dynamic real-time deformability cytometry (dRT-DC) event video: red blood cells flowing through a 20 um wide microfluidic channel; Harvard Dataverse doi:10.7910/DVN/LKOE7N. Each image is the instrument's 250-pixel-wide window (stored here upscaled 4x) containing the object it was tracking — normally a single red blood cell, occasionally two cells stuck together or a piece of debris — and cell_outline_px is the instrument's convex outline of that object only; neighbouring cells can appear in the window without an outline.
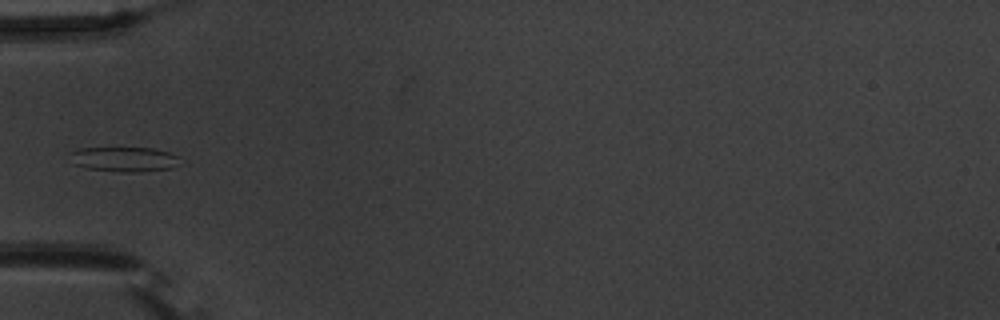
{"species": "common noctule bat (a hibernating species)", "species_latin": "Nyctalus noctula", "temperature_condition": "warm", "stored_images_in_passage": 37, "camera_frame_rate_fps": 3000, "um_per_image_px": 0.085, "animal": {"sex": "male", "body_mass_g": 20.1, "forearm_length_mm": 53.5}, "frame": {"image": 1, "passage_image": 1, "time_ms": 0.0, "image_size_px": [1000, 320], "cell_outline_px": [[180, 156], [172, 168], [140, 172], [120, 172], [88, 168], [76, 164], [68, 152], [80, 148], [152, 148], [168, 152]], "centroid_in_image_um": [10.55, 13.53], "position_along_channel_um": 74.4, "area_um2": 15.66}}
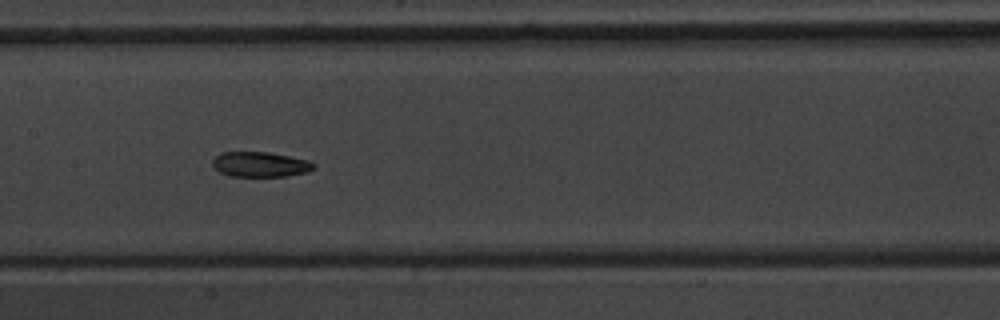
{"frame": {"image": 2, "passage_image": 10, "time_ms": 3.0, "image_size_px": [1000, 320], "cell_outline_px": [[316, 168], [308, 172], [284, 176], [228, 176], [220, 172], [212, 164], [212, 160], [220, 152], [268, 152], [308, 160], [316, 164]], "centroid_in_image_um": [22.13, 13.97], "position_along_channel_um": 185.3, "area_um2": 14.8}}
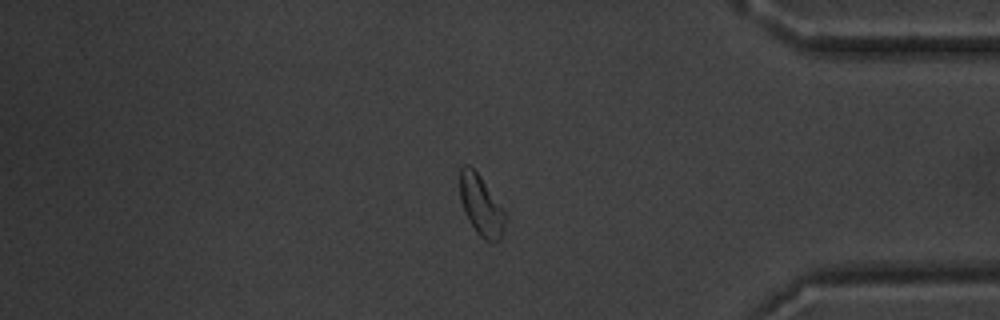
{"frame": {"image": 3, "passage_image": 29, "time_ms": 9.333, "image_size_px": [1000, 320], "cell_outline_px": [[508, 216], [500, 240], [492, 244], [484, 240], [476, 232], [468, 220], [460, 200], [460, 168], [464, 164], [468, 164], [480, 176], [508, 212]], "centroid_in_image_um": [40.94, 17.51], "position_along_channel_um": 394.3, "area_um2": 16.47}, "authors_computed_cell_mechanics": {"area_um2": 15.7216, "velocity_mm_per_s": 3.6623, "shape_relaxation_time_tau1_ms": 3.2399, "shape_relaxation_time_tau2_ms": 3.4561, "deformation_change_tau1": 0.0958, "deformation_change_tau2": 0.0742}}